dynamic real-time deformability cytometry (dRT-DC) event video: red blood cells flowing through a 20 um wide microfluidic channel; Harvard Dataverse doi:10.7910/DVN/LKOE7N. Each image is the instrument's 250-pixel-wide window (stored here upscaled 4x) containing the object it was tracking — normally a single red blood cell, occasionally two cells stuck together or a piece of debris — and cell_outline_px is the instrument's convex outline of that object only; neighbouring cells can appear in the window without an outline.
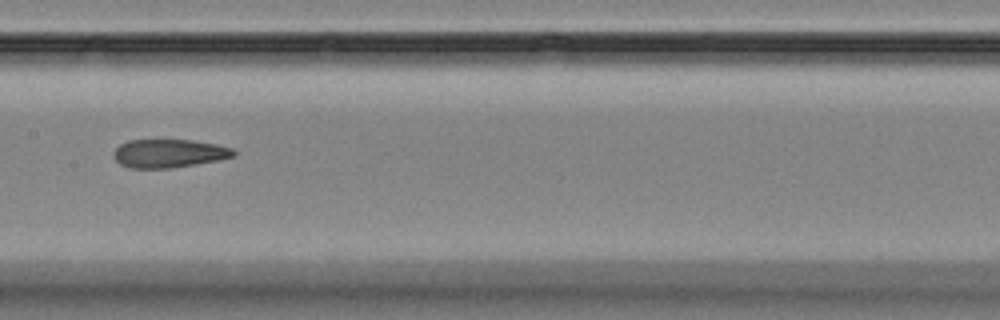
{"species": "Egyptian fruit bat (a non-hibernating species)", "species_latin": "Rousettus aegyptiacus", "temperature_condition": "room temperature", "stored_images_in_passage": 15, "camera_frame_rate_fps": 3000, "um_per_image_px": 0.085, "animal": {"sex": "female"}, "frame": {"image": 1, "passage_image": 8, "time_ms": 9.0, "image_size_px": [1000, 320], "cell_outline_px": [[236, 156], [220, 160], [172, 168], [128, 168], [120, 164], [112, 156], [112, 152], [120, 144], [128, 140], [192, 140], [216, 144], [232, 148], [236, 152]], "centroid_in_image_um": [14.35, 13.04], "position_along_channel_um": 193.0, "area_um2": 20.06}}
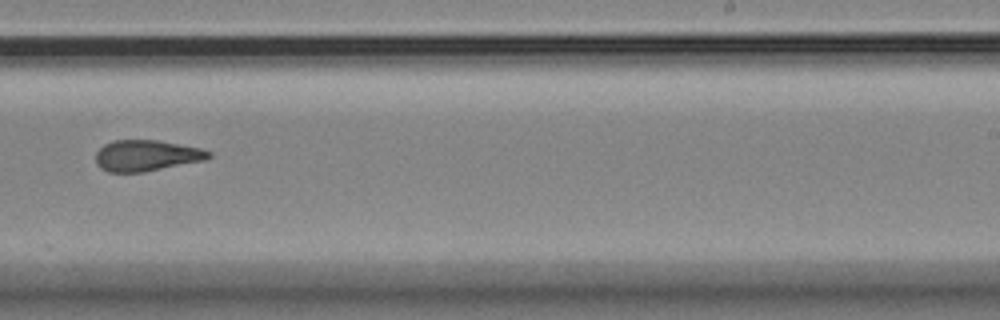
{"frame": {"image": 2, "passage_image": 10, "time_ms": 11.333, "image_size_px": [1000, 320], "cell_outline_px": [[212, 156], [204, 160], [144, 172], [108, 172], [100, 168], [96, 164], [96, 152], [104, 144], [112, 140], [160, 140], [200, 148], [212, 152]], "centroid_in_image_um": [12.43, 13.22], "position_along_channel_um": 276.6, "area_um2": 20.52}}
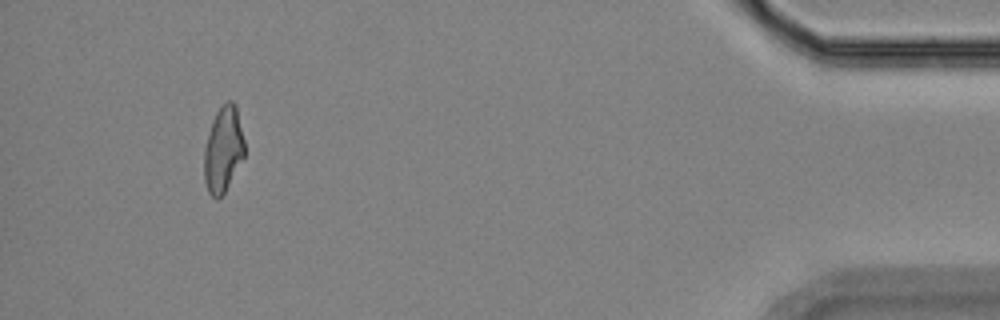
{"frame": {"image": 3, "passage_image": 14, "time_ms": 17.0, "image_size_px": [1000, 320], "cell_outline_px": [[244, 156], [224, 192], [216, 200], [208, 192], [204, 180], [204, 148], [212, 120], [216, 112], [228, 100], [232, 100], [236, 104], [244, 140]], "centroid_in_image_um": [18.96, 12.69], "position_along_channel_um": 416.2, "area_um2": 20.0}, "authors_computed_cell_mechanics": {"area_um2": 20.7502, "velocity_mm_per_s": 3.6074, "shape_relaxation_time_tau1_ms": null, "shape_relaxation_time_tau2_ms": 4.4776, "deformation_change_tau1": null, "deformation_change_tau2": 0.1108}}